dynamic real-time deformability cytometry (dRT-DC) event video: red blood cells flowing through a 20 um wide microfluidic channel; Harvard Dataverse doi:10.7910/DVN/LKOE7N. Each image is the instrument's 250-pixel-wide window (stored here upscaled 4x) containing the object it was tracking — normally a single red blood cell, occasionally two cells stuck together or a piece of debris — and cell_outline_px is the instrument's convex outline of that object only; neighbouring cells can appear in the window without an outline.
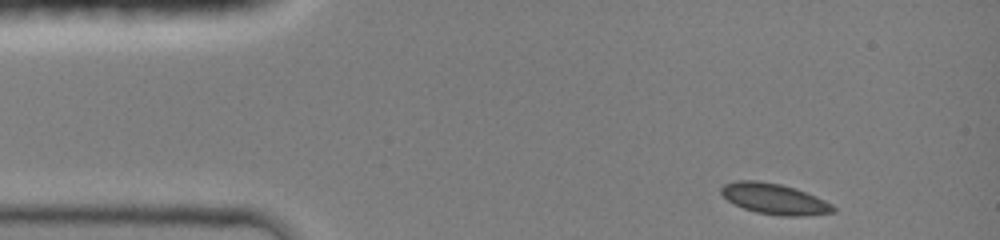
{"species": "common noctule bat (a hibernating species)", "species_latin": "Nyctalus noctula", "temperature_condition": "room temperature", "stored_images_in_passage": 38, "camera_frame_rate_fps": 3000, "um_per_image_px": 0.085, "animal": {"sex": "female", "body_mass_g": 19.0, "forearm_length_mm": 51.5}, "frame": {"image": 1, "passage_image": 1, "time_ms": 0.0, "image_size_px": [1000, 240], "cell_outline_px": [[836, 212], [804, 216], [780, 216], [756, 212], [744, 208], [728, 200], [720, 192], [720, 188], [724, 184], [736, 180], [756, 180], [780, 184], [796, 188], [816, 196], [832, 204], [836, 208]], "centroid_in_image_um": [65.85, 16.9], "position_along_channel_um": 19.2, "area_um2": 20.11}}
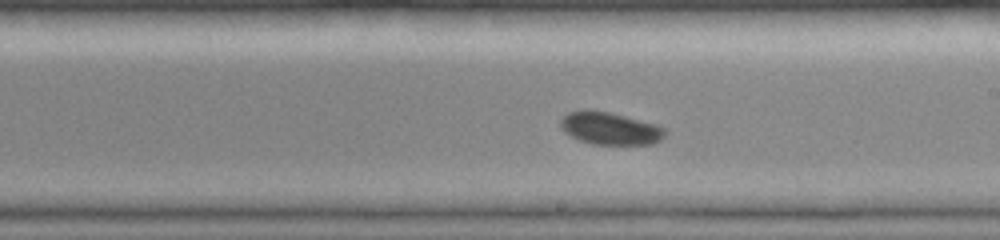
{"frame": {"image": 2, "passage_image": 22, "time_ms": 7.0, "image_size_px": [1000, 240], "cell_outline_px": [[668, 132], [660, 140], [652, 144], [592, 144], [580, 140], [564, 132], [560, 128], [560, 120], [568, 112], [584, 108], [588, 108], [608, 112], [656, 124], [664, 128]], "centroid_in_image_um": [51.82, 10.9], "position_along_channel_um": 237.2, "area_um2": 19.88}}
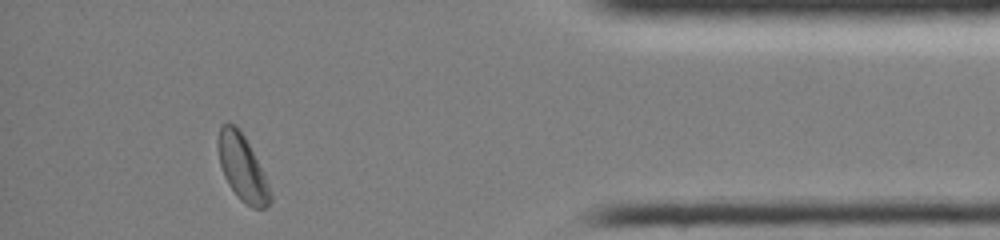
{"frame": {"image": 3, "passage_image": 37, "time_ms": 12.0, "image_size_px": [1000, 240], "cell_outline_px": [[272, 200], [264, 208], [252, 208], [244, 204], [236, 196], [228, 184], [224, 176], [220, 164], [216, 140], [220, 124], [236, 124], [240, 128], [268, 184], [272, 196]], "centroid_in_image_um": [20.55, 14.26], "position_along_channel_um": 414.6, "area_um2": 19.94}, "authors_computed_cell_mechanics": {"area_um2": 19.7098, "velocity_mm_per_s": 4.1582, "shape_relaxation_time_tau1_ms": 4.1711, "shape_relaxation_time_tau2_ms": null, "deformation_change_tau1": 0.0598, "deformation_change_tau2": null}}